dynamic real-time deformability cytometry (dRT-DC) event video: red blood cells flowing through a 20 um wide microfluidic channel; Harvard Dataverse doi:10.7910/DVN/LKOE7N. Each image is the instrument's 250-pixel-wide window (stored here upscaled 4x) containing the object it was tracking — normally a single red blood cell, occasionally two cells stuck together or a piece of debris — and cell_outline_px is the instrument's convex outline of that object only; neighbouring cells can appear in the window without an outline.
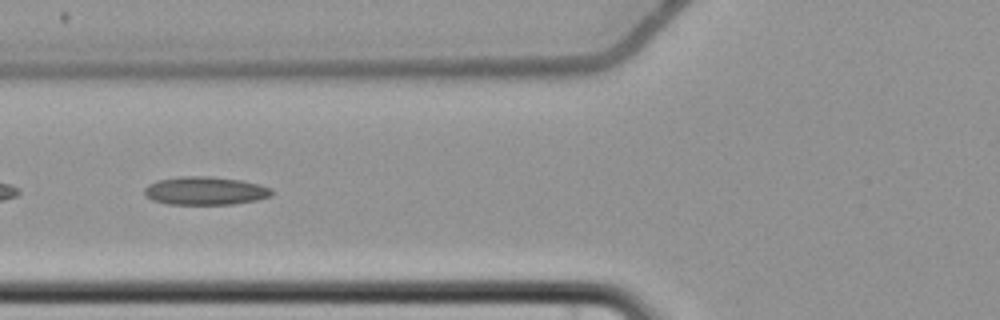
{"species": "common noctule bat (a hibernating species)", "species_latin": "Nyctalus noctula", "temperature_condition": "cold", "stored_images_in_passage": 7, "camera_frame_rate_fps": 3000, "um_per_image_px": 0.085, "animal": {"sex": "female", "body_mass_g": 22.7, "forearm_length_mm": 54.2}, "frame": {"image": 1, "passage_image": 7, "time_ms": 7.333, "image_size_px": [1000, 320], "cell_outline_px": [[272, 196], [256, 200], [232, 204], [168, 204], [152, 200], [144, 196], [144, 188], [148, 184], [156, 180], [180, 176], [212, 176], [240, 180], [260, 184], [272, 188]], "centroid_in_image_um": [17.42, 16.21], "position_along_channel_um": 108.4, "area_um2": 21.15}}